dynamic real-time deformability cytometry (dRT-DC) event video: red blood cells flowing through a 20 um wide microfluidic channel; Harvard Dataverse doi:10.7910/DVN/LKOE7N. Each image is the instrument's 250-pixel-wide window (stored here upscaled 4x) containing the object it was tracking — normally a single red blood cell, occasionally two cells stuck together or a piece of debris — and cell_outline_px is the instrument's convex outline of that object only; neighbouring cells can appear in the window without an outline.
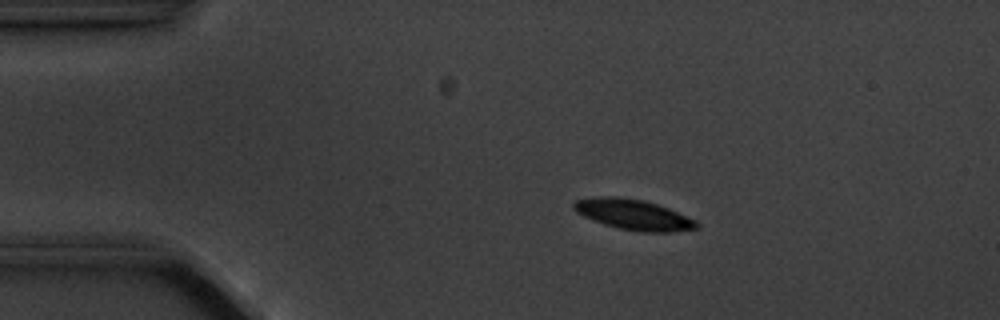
{"species": "common noctule bat (a hibernating species)", "species_latin": "Nyctalus noctula", "temperature_condition": "cold", "stored_images_in_passage": 5, "camera_frame_rate_fps": 3000, "um_per_image_px": 0.085, "animal": {"sex": "male", "body_mass_g": 20.1, "forearm_length_mm": 53.5}, "frame": {"image": 1, "passage_image": 4, "time_ms": 3.333, "image_size_px": [1000, 320], "cell_outline_px": [[700, 228], [672, 232], [640, 232], [620, 228], [604, 224], [584, 216], [576, 212], [572, 208], [572, 204], [576, 200], [600, 196], [616, 196], [644, 200], [668, 208], [696, 220], [700, 224]], "centroid_in_image_um": [53.86, 18.24], "position_along_channel_um": 31.1, "area_um2": 21.79}}